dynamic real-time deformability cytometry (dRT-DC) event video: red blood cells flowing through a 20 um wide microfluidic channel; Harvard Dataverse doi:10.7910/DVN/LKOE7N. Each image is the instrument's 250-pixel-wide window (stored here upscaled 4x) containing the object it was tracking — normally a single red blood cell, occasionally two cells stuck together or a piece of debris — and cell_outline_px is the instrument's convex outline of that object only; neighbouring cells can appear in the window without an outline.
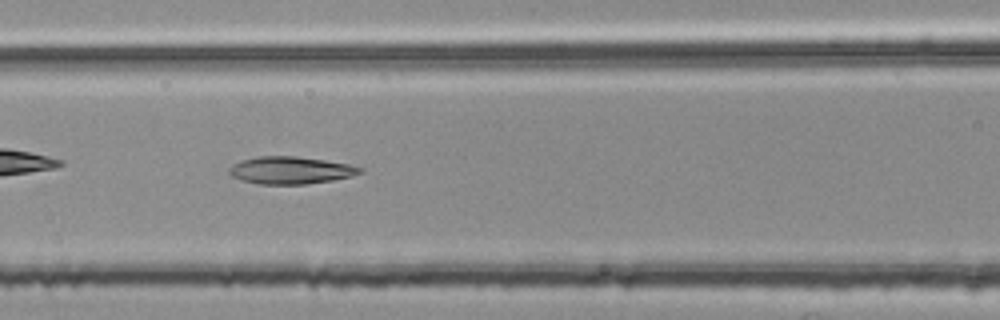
{"species": "common noctule bat (a hibernating species)", "species_latin": "Nyctalus noctula", "temperature_condition": "room temperature", "stored_images_in_passage": 38, "camera_frame_rate_fps": 3000, "um_per_image_px": 0.085, "animal": {"sex": "female", "body_mass_g": 25.1}, "frame": {"image": 1, "passage_image": 8, "time_ms": 2.333, "image_size_px": [1000, 320], "cell_outline_px": [[364, 172], [352, 176], [332, 180], [304, 184], [260, 184], [240, 180], [232, 176], [228, 172], [228, 168], [232, 164], [240, 160], [256, 156], [296, 156], [324, 160], [348, 164], [364, 168]], "centroid_in_image_um": [24.67, 14.47], "position_along_channel_um": 141.9, "area_um2": 20.98}}
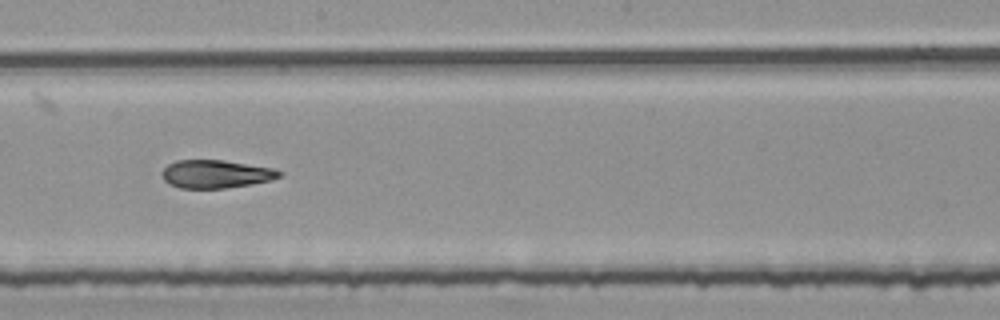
{"frame": {"image": 2, "passage_image": 15, "time_ms": 4.667, "image_size_px": [1000, 320], "cell_outline_px": [[284, 172], [280, 176], [272, 180], [224, 188], [180, 188], [164, 180], [160, 172], [168, 164], [176, 160], [224, 160], [272, 168]], "centroid_in_image_um": [18.33, 14.78], "position_along_channel_um": 229.9, "area_um2": 19.07}}
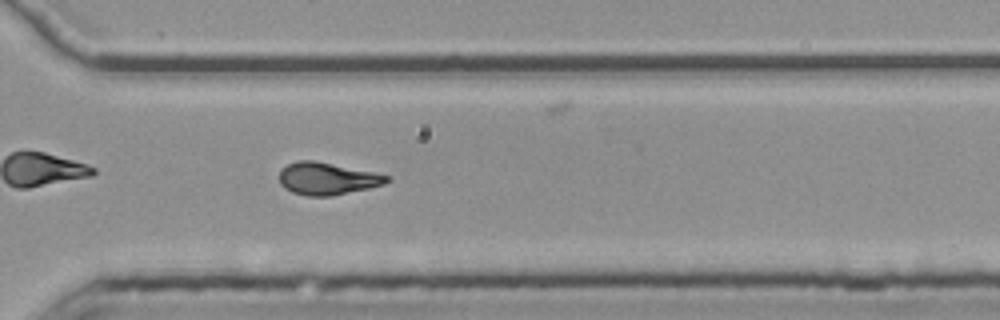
{"frame": {"image": 3, "passage_image": 24, "time_ms": 7.667, "image_size_px": [1000, 320], "cell_outline_px": [[392, 180], [384, 184], [368, 188], [332, 196], [308, 196], [292, 192], [284, 188], [280, 184], [280, 168], [296, 160], [312, 160], [372, 172], [388, 176]], "centroid_in_image_um": [27.77, 15.19], "position_along_channel_um": 342.8, "area_um2": 20.06}, "authors_computed_cell_mechanics": {"area_um2": 19.8832, "velocity_mm_per_s": 3.7739, "shape_relaxation_time_tau1_ms": null, "shape_relaxation_time_tau2_ms": 3.1488, "deformation_change_tau1": null, "deformation_change_tau2": 0.1184}}